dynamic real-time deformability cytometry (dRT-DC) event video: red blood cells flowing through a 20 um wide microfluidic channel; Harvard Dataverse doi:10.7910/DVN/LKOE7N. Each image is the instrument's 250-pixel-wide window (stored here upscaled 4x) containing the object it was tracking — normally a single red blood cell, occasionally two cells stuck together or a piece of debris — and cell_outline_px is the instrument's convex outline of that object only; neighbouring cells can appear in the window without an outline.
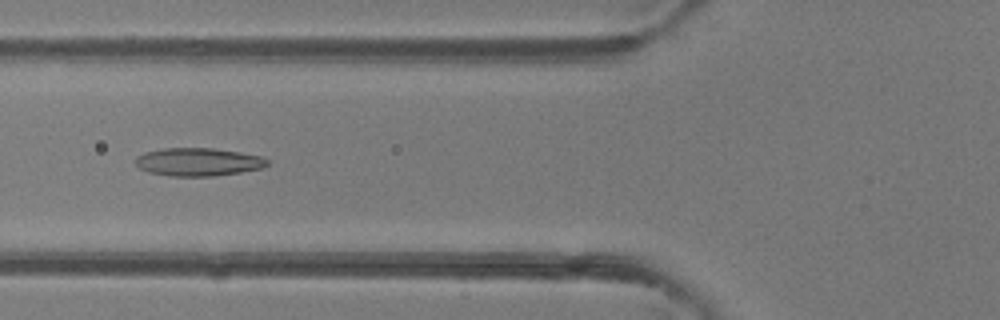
{"species": "common noctule bat (a hibernating species)", "species_latin": "Nyctalus noctula", "temperature_condition": "room temperature", "stored_images_in_passage": 46, "camera_frame_rate_fps": 3000, "um_per_image_px": 0.085, "animal": {"sex": "female"}, "frame": {"image": 1, "passage_image": 17, "time_ms": 5.333, "image_size_px": [1000, 320], "cell_outline_px": [[268, 164], [264, 168], [240, 172], [212, 176], [172, 176], [148, 172], [140, 168], [136, 164], [136, 156], [144, 152], [164, 148], [212, 148], [240, 152], [260, 156], [268, 160]], "centroid_in_image_um": [16.84, 13.76], "position_along_channel_um": 109.0, "area_um2": 21.5}}
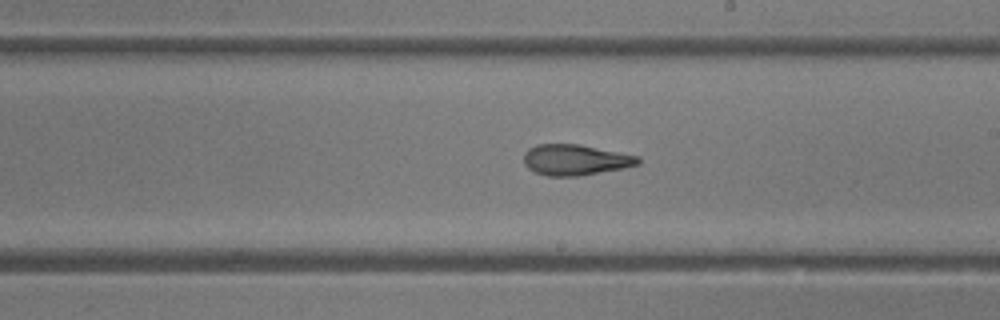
{"frame": {"image": 2, "passage_image": 26, "time_ms": 8.333, "image_size_px": [1000, 320], "cell_outline_px": [[640, 164], [624, 168], [580, 176], [548, 176], [536, 172], [528, 168], [524, 164], [524, 152], [528, 148], [536, 144], [580, 144], [640, 156]], "centroid_in_image_um": [48.91, 13.58], "position_along_channel_um": 240.1, "area_um2": 20.69}}
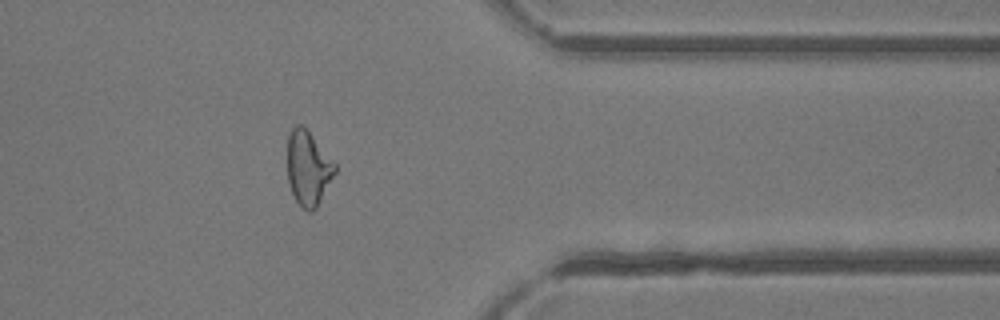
{"frame": {"image": 3, "passage_image": 37, "time_ms": 12.0, "image_size_px": [1000, 320], "cell_outline_px": [[336, 172], [316, 208], [312, 212], [308, 212], [296, 200], [292, 192], [288, 180], [288, 132], [296, 124], [300, 124], [308, 132], [336, 164]], "centroid_in_image_um": [26.19, 14.3], "position_along_channel_um": 385.2, "area_um2": 20.23}, "authors_computed_cell_mechanics": {"area_um2": 21.9062, "velocity_mm_per_s": 4.3548, "shape_relaxation_time_tau1_ms": 8.0214, "shape_relaxation_time_tau2_ms": 2.4629, "deformation_change_tau1": 0.2183, "deformation_change_tau2": 0.119}}